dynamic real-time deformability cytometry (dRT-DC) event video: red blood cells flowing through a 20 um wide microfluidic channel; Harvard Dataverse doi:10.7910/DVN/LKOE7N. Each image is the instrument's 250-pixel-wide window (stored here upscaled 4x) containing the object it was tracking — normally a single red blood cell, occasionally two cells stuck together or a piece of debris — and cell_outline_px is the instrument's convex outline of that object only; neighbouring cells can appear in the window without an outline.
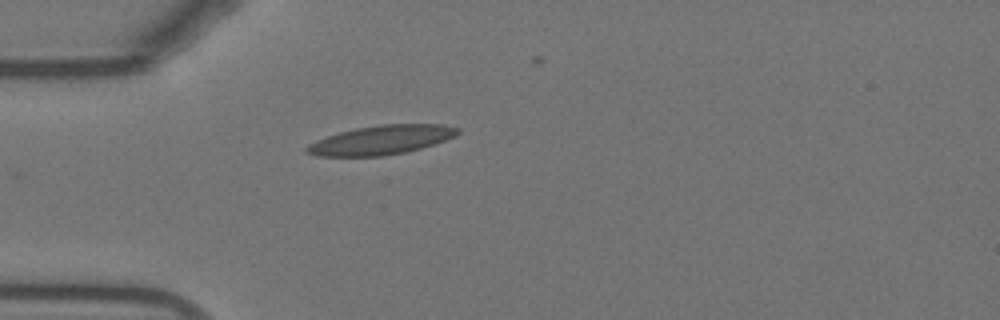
{"species": "Egyptian fruit bat (a non-hibernating species)", "species_latin": "Rousettus aegyptiacus", "temperature_condition": "warm", "stored_images_in_passage": 31, "camera_frame_rate_fps": 3000, "um_per_image_px": 0.085, "animal": {"sex": "female"}, "frame": {"image": 1, "passage_image": 1, "time_ms": 0.0, "image_size_px": [1000, 320], "cell_outline_px": [[460, 132], [444, 140], [420, 148], [404, 152], [384, 156], [316, 156], [304, 152], [304, 148], [308, 144], [316, 140], [340, 132], [356, 128], [380, 124], [444, 124], [460, 128]], "centroid_in_image_um": [32.36, 11.9], "position_along_channel_um": 52.6, "area_um2": 25.49}}
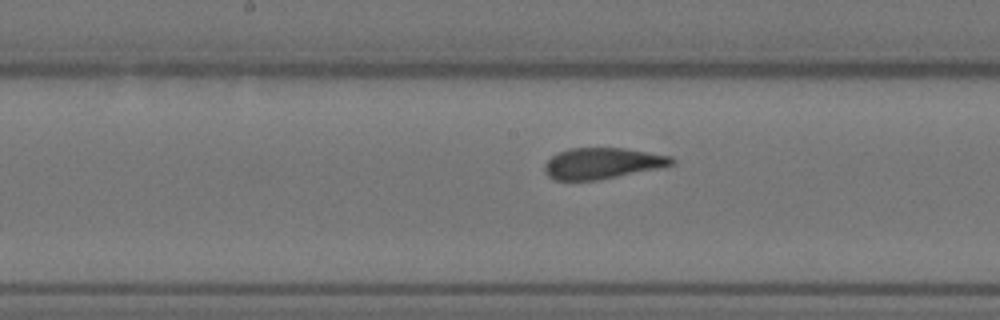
{"frame": {"image": 2, "passage_image": 13, "time_ms": 4.0, "image_size_px": [1000, 320], "cell_outline_px": [[676, 164], [660, 168], [600, 180], [556, 180], [548, 176], [544, 172], [544, 164], [552, 156], [568, 148], [624, 148], [672, 156], [676, 160]], "centroid_in_image_um": [51.23, 13.88], "position_along_channel_um": 197.0, "area_um2": 23.18}}
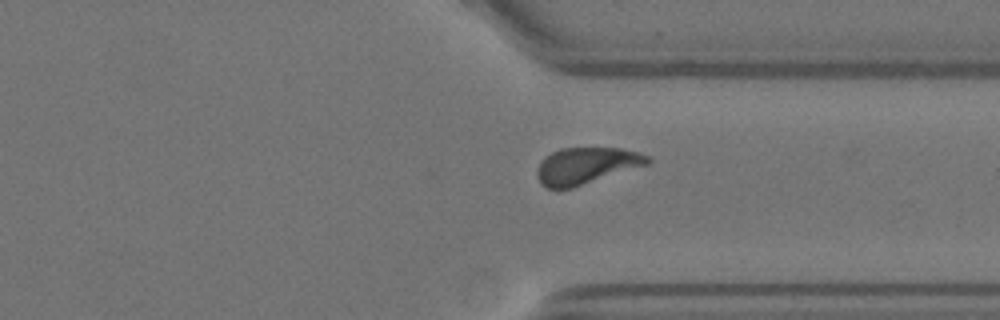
{"frame": {"image": 3, "passage_image": 26, "time_ms": 8.333, "image_size_px": [1000, 320], "cell_outline_px": [[652, 160], [648, 164], [572, 188], [544, 188], [540, 184], [536, 176], [536, 168], [540, 160], [544, 156], [560, 148], [620, 148], [652, 156]], "centroid_in_image_um": [49.79, 14.08], "position_along_channel_um": 361.6, "area_um2": 23.76}, "authors_computed_cell_mechanics": {"area_um2": 23.7558, "velocity_mm_per_s": 3.8126, "shape_relaxation_time_tau1_ms": 4.7919, "shape_relaxation_time_tau2_ms": 0.7189, "deformation_change_tau1": 0.1835, "deformation_change_tau2": 0.0845}}